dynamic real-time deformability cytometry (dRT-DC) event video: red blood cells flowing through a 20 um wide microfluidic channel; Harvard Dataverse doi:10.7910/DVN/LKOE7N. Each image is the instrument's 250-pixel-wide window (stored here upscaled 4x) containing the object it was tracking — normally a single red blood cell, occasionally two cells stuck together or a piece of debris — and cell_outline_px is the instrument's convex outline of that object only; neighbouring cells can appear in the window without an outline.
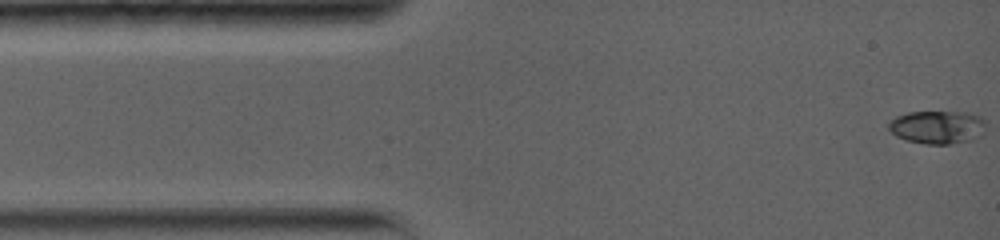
{"species": "common noctule bat (a hibernating species)", "species_latin": "Nyctalus noctula", "temperature_condition": "warm", "stored_images_in_passage": 46, "camera_frame_rate_fps": 5000, "um_per_image_px": 0.085, "animal": {"sex": "female", "body_mass_g": 19.0, "forearm_length_mm": 56.7}, "frame": {"image": 1, "passage_image": 1, "time_ms": 0.0, "image_size_px": [1000, 240], "cell_outline_px": [[984, 124], [980, 136], [972, 140], [948, 144], [924, 144], [904, 140], [896, 136], [888, 128], [888, 124], [896, 116], [908, 112], [964, 112], [980, 116], [984, 120]], "centroid_in_image_um": [79.64, 10.81], "position_along_channel_um": 5.4, "area_um2": 18.73}}
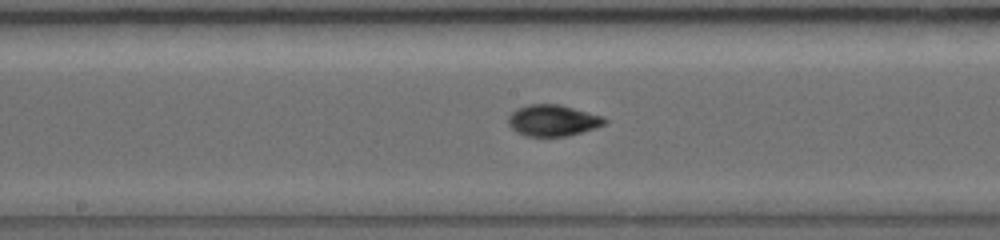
{"frame": {"image": 2, "passage_image": 21, "time_ms": 7.2, "image_size_px": [1000, 240], "cell_outline_px": [[608, 120], [604, 124], [596, 128], [568, 136], [528, 136], [516, 132], [508, 124], [508, 116], [516, 108], [528, 104], [560, 104], [604, 116]], "centroid_in_image_um": [47.0, 10.23], "position_along_channel_um": 201.2, "area_um2": 17.74}}
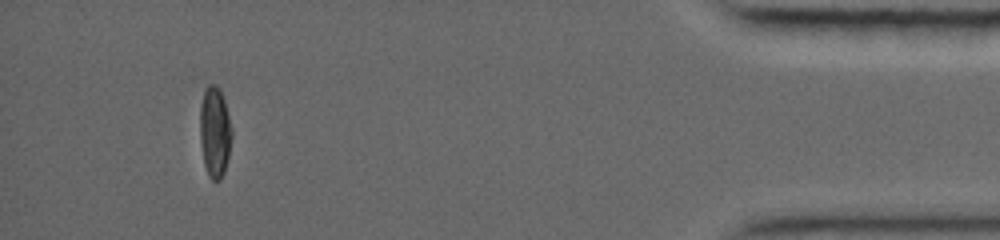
{"frame": {"image": 3, "passage_image": 40, "time_ms": 14.8, "image_size_px": [1000, 240], "cell_outline_px": [[232, 136], [228, 156], [224, 172], [220, 180], [212, 180], [208, 176], [204, 164], [200, 140], [200, 108], [204, 92], [208, 84], [212, 84], [220, 92], [224, 100], [232, 128]], "centroid_in_image_um": [18.25, 11.26], "position_along_channel_um": 416.9, "area_um2": 16.59}, "authors_computed_cell_mechanics": {"area_um2": 16.8198, "velocity_mm_per_s": 3.8283, "shape_relaxation_time_tau1_ms": 3.4679, "shape_relaxation_time_tau2_ms": 1.4714, "deformation_change_tau1": 0.1728, "deformation_change_tau2": 0.0363}}